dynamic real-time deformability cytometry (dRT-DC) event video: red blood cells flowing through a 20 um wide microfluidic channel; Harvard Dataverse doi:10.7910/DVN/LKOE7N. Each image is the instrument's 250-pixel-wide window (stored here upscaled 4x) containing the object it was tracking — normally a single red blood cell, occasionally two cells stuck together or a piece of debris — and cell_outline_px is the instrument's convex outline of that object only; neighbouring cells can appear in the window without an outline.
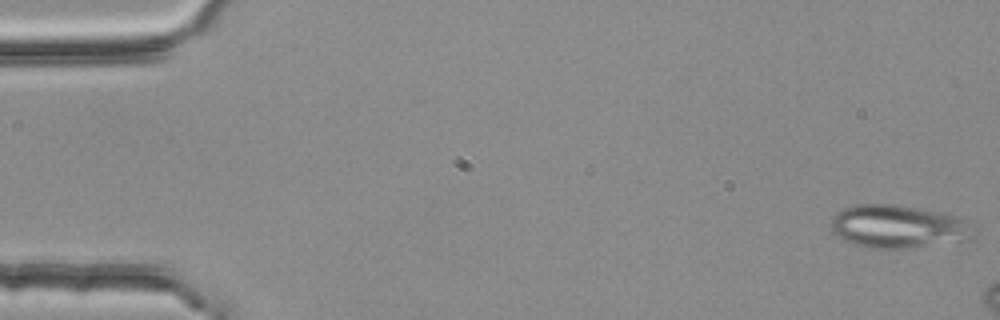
{"species": "common noctule bat (a hibernating species)", "species_latin": "Nyctalus noctula", "temperature_condition": "room temperature", "stored_images_in_passage": 8, "camera_frame_rate_fps": 3000, "um_per_image_px": 0.085, "animal": {"sex": "female", "body_mass_g": 25.1}, "frame": {"image": 1, "passage_image": 1, "time_ms": 0.0, "image_size_px": [1000, 320], "cell_outline_px": [[976, 240], [912, 248], [868, 248], [852, 244], [832, 232], [832, 216], [836, 212], [852, 204], [896, 204], [944, 212], [960, 216], [976, 236]], "centroid_in_image_um": [76.38, 19.26], "position_along_channel_um": 8.6, "area_um2": 36.41}}